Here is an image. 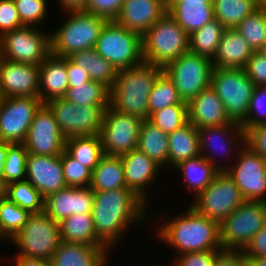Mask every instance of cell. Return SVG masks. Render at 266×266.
Masks as SVG:
<instances>
[{
    "label": "cell",
    "instance_id": "6da1fadb",
    "mask_svg": "<svg viewBox=\"0 0 266 266\" xmlns=\"http://www.w3.org/2000/svg\"><path fill=\"white\" fill-rule=\"evenodd\" d=\"M148 208L128 188L94 192L92 217L97 239L108 250L116 246L132 224L148 221Z\"/></svg>",
    "mask_w": 266,
    "mask_h": 266
},
{
    "label": "cell",
    "instance_id": "7a4b0ae2",
    "mask_svg": "<svg viewBox=\"0 0 266 266\" xmlns=\"http://www.w3.org/2000/svg\"><path fill=\"white\" fill-rule=\"evenodd\" d=\"M159 225V240L180 254L186 252L223 250L219 223L198 213L191 205L182 214H175ZM175 216V217H174Z\"/></svg>",
    "mask_w": 266,
    "mask_h": 266
},
{
    "label": "cell",
    "instance_id": "3957f363",
    "mask_svg": "<svg viewBox=\"0 0 266 266\" xmlns=\"http://www.w3.org/2000/svg\"><path fill=\"white\" fill-rule=\"evenodd\" d=\"M162 72L163 67L145 62L119 70L110 89V106L143 121L148 120L149 95L154 82Z\"/></svg>",
    "mask_w": 266,
    "mask_h": 266
},
{
    "label": "cell",
    "instance_id": "277c9868",
    "mask_svg": "<svg viewBox=\"0 0 266 266\" xmlns=\"http://www.w3.org/2000/svg\"><path fill=\"white\" fill-rule=\"evenodd\" d=\"M58 29L50 32L51 53L67 58L72 53L94 48L106 19L80 11H67Z\"/></svg>",
    "mask_w": 266,
    "mask_h": 266
},
{
    "label": "cell",
    "instance_id": "5b68a950",
    "mask_svg": "<svg viewBox=\"0 0 266 266\" xmlns=\"http://www.w3.org/2000/svg\"><path fill=\"white\" fill-rule=\"evenodd\" d=\"M189 51V35L166 12L142 35L143 61L165 67Z\"/></svg>",
    "mask_w": 266,
    "mask_h": 266
},
{
    "label": "cell",
    "instance_id": "8992f818",
    "mask_svg": "<svg viewBox=\"0 0 266 266\" xmlns=\"http://www.w3.org/2000/svg\"><path fill=\"white\" fill-rule=\"evenodd\" d=\"M210 85L223 102L229 120L241 126L246 121L256 87L245 70L213 68Z\"/></svg>",
    "mask_w": 266,
    "mask_h": 266
},
{
    "label": "cell",
    "instance_id": "52a82bcc",
    "mask_svg": "<svg viewBox=\"0 0 266 266\" xmlns=\"http://www.w3.org/2000/svg\"><path fill=\"white\" fill-rule=\"evenodd\" d=\"M61 242L59 223L42 212L31 214L9 243L18 249L14 256L51 260Z\"/></svg>",
    "mask_w": 266,
    "mask_h": 266
},
{
    "label": "cell",
    "instance_id": "ba28073f",
    "mask_svg": "<svg viewBox=\"0 0 266 266\" xmlns=\"http://www.w3.org/2000/svg\"><path fill=\"white\" fill-rule=\"evenodd\" d=\"M265 225L266 202L245 200L219 224L222 249L243 251Z\"/></svg>",
    "mask_w": 266,
    "mask_h": 266
},
{
    "label": "cell",
    "instance_id": "9c48e42d",
    "mask_svg": "<svg viewBox=\"0 0 266 266\" xmlns=\"http://www.w3.org/2000/svg\"><path fill=\"white\" fill-rule=\"evenodd\" d=\"M94 48L118 71L144 62L142 36L115 21L105 23Z\"/></svg>",
    "mask_w": 266,
    "mask_h": 266
},
{
    "label": "cell",
    "instance_id": "30bf717a",
    "mask_svg": "<svg viewBox=\"0 0 266 266\" xmlns=\"http://www.w3.org/2000/svg\"><path fill=\"white\" fill-rule=\"evenodd\" d=\"M22 26L0 37V58L39 66L51 54L50 31Z\"/></svg>",
    "mask_w": 266,
    "mask_h": 266
},
{
    "label": "cell",
    "instance_id": "8fae6325",
    "mask_svg": "<svg viewBox=\"0 0 266 266\" xmlns=\"http://www.w3.org/2000/svg\"><path fill=\"white\" fill-rule=\"evenodd\" d=\"M212 60L190 51L169 62L163 72L174 82L180 98L189 103L211 84Z\"/></svg>",
    "mask_w": 266,
    "mask_h": 266
},
{
    "label": "cell",
    "instance_id": "7c38bea8",
    "mask_svg": "<svg viewBox=\"0 0 266 266\" xmlns=\"http://www.w3.org/2000/svg\"><path fill=\"white\" fill-rule=\"evenodd\" d=\"M192 200L191 206L198 213L219 224L245 201L227 171H219L210 185Z\"/></svg>",
    "mask_w": 266,
    "mask_h": 266
},
{
    "label": "cell",
    "instance_id": "4fadbf2b",
    "mask_svg": "<svg viewBox=\"0 0 266 266\" xmlns=\"http://www.w3.org/2000/svg\"><path fill=\"white\" fill-rule=\"evenodd\" d=\"M52 111L65 138L99 135L105 108L102 105L76 106L65 98L45 103Z\"/></svg>",
    "mask_w": 266,
    "mask_h": 266
},
{
    "label": "cell",
    "instance_id": "5bb4252c",
    "mask_svg": "<svg viewBox=\"0 0 266 266\" xmlns=\"http://www.w3.org/2000/svg\"><path fill=\"white\" fill-rule=\"evenodd\" d=\"M142 121L111 106L107 107L99 134L104 155L121 157L137 149Z\"/></svg>",
    "mask_w": 266,
    "mask_h": 266
},
{
    "label": "cell",
    "instance_id": "9a60e30c",
    "mask_svg": "<svg viewBox=\"0 0 266 266\" xmlns=\"http://www.w3.org/2000/svg\"><path fill=\"white\" fill-rule=\"evenodd\" d=\"M42 104L32 96L0 98V142L23 144Z\"/></svg>",
    "mask_w": 266,
    "mask_h": 266
},
{
    "label": "cell",
    "instance_id": "2e32d148",
    "mask_svg": "<svg viewBox=\"0 0 266 266\" xmlns=\"http://www.w3.org/2000/svg\"><path fill=\"white\" fill-rule=\"evenodd\" d=\"M228 165L226 171L233 178L245 200L266 202L265 159L245 144L234 163Z\"/></svg>",
    "mask_w": 266,
    "mask_h": 266
},
{
    "label": "cell",
    "instance_id": "e0dca14e",
    "mask_svg": "<svg viewBox=\"0 0 266 266\" xmlns=\"http://www.w3.org/2000/svg\"><path fill=\"white\" fill-rule=\"evenodd\" d=\"M198 137L200 155L219 171H226V165L223 166V163H217L218 161L216 160H219L217 152H219V155H224V157H228L230 154L229 156H233V159H235L238 156L240 149L246 144L245 130L242 126L234 122L220 126L199 128Z\"/></svg>",
    "mask_w": 266,
    "mask_h": 266
},
{
    "label": "cell",
    "instance_id": "ac0fdd59",
    "mask_svg": "<svg viewBox=\"0 0 266 266\" xmlns=\"http://www.w3.org/2000/svg\"><path fill=\"white\" fill-rule=\"evenodd\" d=\"M66 138L46 104L36 111L29 127L25 148L28 153L41 156H60L65 150Z\"/></svg>",
    "mask_w": 266,
    "mask_h": 266
},
{
    "label": "cell",
    "instance_id": "d6986e66",
    "mask_svg": "<svg viewBox=\"0 0 266 266\" xmlns=\"http://www.w3.org/2000/svg\"><path fill=\"white\" fill-rule=\"evenodd\" d=\"M39 98V66L0 58V98Z\"/></svg>",
    "mask_w": 266,
    "mask_h": 266
},
{
    "label": "cell",
    "instance_id": "ffe728a7",
    "mask_svg": "<svg viewBox=\"0 0 266 266\" xmlns=\"http://www.w3.org/2000/svg\"><path fill=\"white\" fill-rule=\"evenodd\" d=\"M121 159L126 187L150 206L148 202L150 203L151 189L149 188L153 186V182H156L155 179L162 167L138 148L122 155Z\"/></svg>",
    "mask_w": 266,
    "mask_h": 266
},
{
    "label": "cell",
    "instance_id": "44dd1931",
    "mask_svg": "<svg viewBox=\"0 0 266 266\" xmlns=\"http://www.w3.org/2000/svg\"><path fill=\"white\" fill-rule=\"evenodd\" d=\"M26 180L44 198L67 187L63 176L61 155L41 156L28 153L26 158Z\"/></svg>",
    "mask_w": 266,
    "mask_h": 266
},
{
    "label": "cell",
    "instance_id": "7402d4cb",
    "mask_svg": "<svg viewBox=\"0 0 266 266\" xmlns=\"http://www.w3.org/2000/svg\"><path fill=\"white\" fill-rule=\"evenodd\" d=\"M93 200L90 187L67 186L45 198L44 212L60 223L73 214H92Z\"/></svg>",
    "mask_w": 266,
    "mask_h": 266
},
{
    "label": "cell",
    "instance_id": "603a6c76",
    "mask_svg": "<svg viewBox=\"0 0 266 266\" xmlns=\"http://www.w3.org/2000/svg\"><path fill=\"white\" fill-rule=\"evenodd\" d=\"M166 12V0H124L115 22L142 36Z\"/></svg>",
    "mask_w": 266,
    "mask_h": 266
},
{
    "label": "cell",
    "instance_id": "cb8c5ba5",
    "mask_svg": "<svg viewBox=\"0 0 266 266\" xmlns=\"http://www.w3.org/2000/svg\"><path fill=\"white\" fill-rule=\"evenodd\" d=\"M188 122L197 129L231 122L223 102L211 85L203 89L188 103Z\"/></svg>",
    "mask_w": 266,
    "mask_h": 266
},
{
    "label": "cell",
    "instance_id": "d4e9b609",
    "mask_svg": "<svg viewBox=\"0 0 266 266\" xmlns=\"http://www.w3.org/2000/svg\"><path fill=\"white\" fill-rule=\"evenodd\" d=\"M68 87L67 58L51 53L39 65V98L43 104L64 98Z\"/></svg>",
    "mask_w": 266,
    "mask_h": 266
},
{
    "label": "cell",
    "instance_id": "484cf974",
    "mask_svg": "<svg viewBox=\"0 0 266 266\" xmlns=\"http://www.w3.org/2000/svg\"><path fill=\"white\" fill-rule=\"evenodd\" d=\"M109 252L105 246L62 241L50 261L52 266H107Z\"/></svg>",
    "mask_w": 266,
    "mask_h": 266
},
{
    "label": "cell",
    "instance_id": "4316f807",
    "mask_svg": "<svg viewBox=\"0 0 266 266\" xmlns=\"http://www.w3.org/2000/svg\"><path fill=\"white\" fill-rule=\"evenodd\" d=\"M253 53L252 48L235 28L226 29L212 60V65L213 68L244 69Z\"/></svg>",
    "mask_w": 266,
    "mask_h": 266
},
{
    "label": "cell",
    "instance_id": "83f0119b",
    "mask_svg": "<svg viewBox=\"0 0 266 266\" xmlns=\"http://www.w3.org/2000/svg\"><path fill=\"white\" fill-rule=\"evenodd\" d=\"M167 12L188 35L201 29L214 18L213 3L167 2Z\"/></svg>",
    "mask_w": 266,
    "mask_h": 266
},
{
    "label": "cell",
    "instance_id": "f1b7e54d",
    "mask_svg": "<svg viewBox=\"0 0 266 266\" xmlns=\"http://www.w3.org/2000/svg\"><path fill=\"white\" fill-rule=\"evenodd\" d=\"M168 141L169 168L200 156L198 129L190 122L170 133Z\"/></svg>",
    "mask_w": 266,
    "mask_h": 266
},
{
    "label": "cell",
    "instance_id": "f546056e",
    "mask_svg": "<svg viewBox=\"0 0 266 266\" xmlns=\"http://www.w3.org/2000/svg\"><path fill=\"white\" fill-rule=\"evenodd\" d=\"M174 169L180 171L186 189L193 193L194 198L210 185L219 172L201 155L179 163Z\"/></svg>",
    "mask_w": 266,
    "mask_h": 266
},
{
    "label": "cell",
    "instance_id": "4dcf8cb0",
    "mask_svg": "<svg viewBox=\"0 0 266 266\" xmlns=\"http://www.w3.org/2000/svg\"><path fill=\"white\" fill-rule=\"evenodd\" d=\"M68 58L76 65L87 70L90 79L102 83L109 89L113 87L118 70L104 57L95 51V48L72 53Z\"/></svg>",
    "mask_w": 266,
    "mask_h": 266
},
{
    "label": "cell",
    "instance_id": "1f68e13d",
    "mask_svg": "<svg viewBox=\"0 0 266 266\" xmlns=\"http://www.w3.org/2000/svg\"><path fill=\"white\" fill-rule=\"evenodd\" d=\"M137 148L162 168L169 167L168 134L149 120L142 121Z\"/></svg>",
    "mask_w": 266,
    "mask_h": 266
},
{
    "label": "cell",
    "instance_id": "d6a6232c",
    "mask_svg": "<svg viewBox=\"0 0 266 266\" xmlns=\"http://www.w3.org/2000/svg\"><path fill=\"white\" fill-rule=\"evenodd\" d=\"M90 188L94 192L127 188L121 157L104 155L92 171Z\"/></svg>",
    "mask_w": 266,
    "mask_h": 266
},
{
    "label": "cell",
    "instance_id": "836d02e7",
    "mask_svg": "<svg viewBox=\"0 0 266 266\" xmlns=\"http://www.w3.org/2000/svg\"><path fill=\"white\" fill-rule=\"evenodd\" d=\"M59 227L63 242L104 246L96 237L92 214L70 215L59 223Z\"/></svg>",
    "mask_w": 266,
    "mask_h": 266
},
{
    "label": "cell",
    "instance_id": "e575fe53",
    "mask_svg": "<svg viewBox=\"0 0 266 266\" xmlns=\"http://www.w3.org/2000/svg\"><path fill=\"white\" fill-rule=\"evenodd\" d=\"M65 150L91 172L104 156L100 135L67 138Z\"/></svg>",
    "mask_w": 266,
    "mask_h": 266
},
{
    "label": "cell",
    "instance_id": "d590c367",
    "mask_svg": "<svg viewBox=\"0 0 266 266\" xmlns=\"http://www.w3.org/2000/svg\"><path fill=\"white\" fill-rule=\"evenodd\" d=\"M225 30L223 24L213 18L189 35V51L213 60Z\"/></svg>",
    "mask_w": 266,
    "mask_h": 266
},
{
    "label": "cell",
    "instance_id": "8d00e7d4",
    "mask_svg": "<svg viewBox=\"0 0 266 266\" xmlns=\"http://www.w3.org/2000/svg\"><path fill=\"white\" fill-rule=\"evenodd\" d=\"M259 6V0H214V18L225 29H234Z\"/></svg>",
    "mask_w": 266,
    "mask_h": 266
},
{
    "label": "cell",
    "instance_id": "74e56055",
    "mask_svg": "<svg viewBox=\"0 0 266 266\" xmlns=\"http://www.w3.org/2000/svg\"><path fill=\"white\" fill-rule=\"evenodd\" d=\"M64 98L76 106L102 105L110 106V89L102 83L88 81L85 84L68 87Z\"/></svg>",
    "mask_w": 266,
    "mask_h": 266
},
{
    "label": "cell",
    "instance_id": "f35d334b",
    "mask_svg": "<svg viewBox=\"0 0 266 266\" xmlns=\"http://www.w3.org/2000/svg\"><path fill=\"white\" fill-rule=\"evenodd\" d=\"M5 197L30 214L44 212L45 198L28 180L7 184Z\"/></svg>",
    "mask_w": 266,
    "mask_h": 266
},
{
    "label": "cell",
    "instance_id": "ab89813d",
    "mask_svg": "<svg viewBox=\"0 0 266 266\" xmlns=\"http://www.w3.org/2000/svg\"><path fill=\"white\" fill-rule=\"evenodd\" d=\"M254 52L266 42V7L259 6L235 28Z\"/></svg>",
    "mask_w": 266,
    "mask_h": 266
},
{
    "label": "cell",
    "instance_id": "60d3db41",
    "mask_svg": "<svg viewBox=\"0 0 266 266\" xmlns=\"http://www.w3.org/2000/svg\"><path fill=\"white\" fill-rule=\"evenodd\" d=\"M31 214L6 197L0 200V241L10 242Z\"/></svg>",
    "mask_w": 266,
    "mask_h": 266
},
{
    "label": "cell",
    "instance_id": "b9f144b4",
    "mask_svg": "<svg viewBox=\"0 0 266 266\" xmlns=\"http://www.w3.org/2000/svg\"><path fill=\"white\" fill-rule=\"evenodd\" d=\"M188 104L183 102L179 96L174 82L162 72L153 84L149 95L148 107L149 115L157 110L166 108L170 105Z\"/></svg>",
    "mask_w": 266,
    "mask_h": 266
},
{
    "label": "cell",
    "instance_id": "7bdbcfd3",
    "mask_svg": "<svg viewBox=\"0 0 266 266\" xmlns=\"http://www.w3.org/2000/svg\"><path fill=\"white\" fill-rule=\"evenodd\" d=\"M148 120L169 135L188 123V104L167 106L153 112Z\"/></svg>",
    "mask_w": 266,
    "mask_h": 266
},
{
    "label": "cell",
    "instance_id": "ee69618b",
    "mask_svg": "<svg viewBox=\"0 0 266 266\" xmlns=\"http://www.w3.org/2000/svg\"><path fill=\"white\" fill-rule=\"evenodd\" d=\"M27 155L28 152L24 144H11L8 147L3 171V181L6 185L26 180Z\"/></svg>",
    "mask_w": 266,
    "mask_h": 266
},
{
    "label": "cell",
    "instance_id": "f6af8a7d",
    "mask_svg": "<svg viewBox=\"0 0 266 266\" xmlns=\"http://www.w3.org/2000/svg\"><path fill=\"white\" fill-rule=\"evenodd\" d=\"M63 176L67 186L90 187L92 172L66 150L61 154Z\"/></svg>",
    "mask_w": 266,
    "mask_h": 266
},
{
    "label": "cell",
    "instance_id": "bcb514c9",
    "mask_svg": "<svg viewBox=\"0 0 266 266\" xmlns=\"http://www.w3.org/2000/svg\"><path fill=\"white\" fill-rule=\"evenodd\" d=\"M48 0H14L19 19L24 26L41 27L48 15Z\"/></svg>",
    "mask_w": 266,
    "mask_h": 266
},
{
    "label": "cell",
    "instance_id": "7dc6e473",
    "mask_svg": "<svg viewBox=\"0 0 266 266\" xmlns=\"http://www.w3.org/2000/svg\"><path fill=\"white\" fill-rule=\"evenodd\" d=\"M266 124V86H256L251 97L246 121L241 125L245 132L253 126Z\"/></svg>",
    "mask_w": 266,
    "mask_h": 266
},
{
    "label": "cell",
    "instance_id": "c3c4849f",
    "mask_svg": "<svg viewBox=\"0 0 266 266\" xmlns=\"http://www.w3.org/2000/svg\"><path fill=\"white\" fill-rule=\"evenodd\" d=\"M124 0H87L83 11L102 17L107 21H115Z\"/></svg>",
    "mask_w": 266,
    "mask_h": 266
},
{
    "label": "cell",
    "instance_id": "681fc988",
    "mask_svg": "<svg viewBox=\"0 0 266 266\" xmlns=\"http://www.w3.org/2000/svg\"><path fill=\"white\" fill-rule=\"evenodd\" d=\"M223 250L186 252L176 255L173 260L174 266H213L216 257Z\"/></svg>",
    "mask_w": 266,
    "mask_h": 266
},
{
    "label": "cell",
    "instance_id": "f907efd6",
    "mask_svg": "<svg viewBox=\"0 0 266 266\" xmlns=\"http://www.w3.org/2000/svg\"><path fill=\"white\" fill-rule=\"evenodd\" d=\"M22 26L14 0H0V37Z\"/></svg>",
    "mask_w": 266,
    "mask_h": 266
},
{
    "label": "cell",
    "instance_id": "816d5d0a",
    "mask_svg": "<svg viewBox=\"0 0 266 266\" xmlns=\"http://www.w3.org/2000/svg\"><path fill=\"white\" fill-rule=\"evenodd\" d=\"M244 70L255 86H266V57L261 53L254 52Z\"/></svg>",
    "mask_w": 266,
    "mask_h": 266
},
{
    "label": "cell",
    "instance_id": "f5cc1de1",
    "mask_svg": "<svg viewBox=\"0 0 266 266\" xmlns=\"http://www.w3.org/2000/svg\"><path fill=\"white\" fill-rule=\"evenodd\" d=\"M246 145L266 160V124L250 127L246 131Z\"/></svg>",
    "mask_w": 266,
    "mask_h": 266
},
{
    "label": "cell",
    "instance_id": "db71d44e",
    "mask_svg": "<svg viewBox=\"0 0 266 266\" xmlns=\"http://www.w3.org/2000/svg\"><path fill=\"white\" fill-rule=\"evenodd\" d=\"M242 253L245 258L266 257V225L252 237Z\"/></svg>",
    "mask_w": 266,
    "mask_h": 266
},
{
    "label": "cell",
    "instance_id": "11a10c76",
    "mask_svg": "<svg viewBox=\"0 0 266 266\" xmlns=\"http://www.w3.org/2000/svg\"><path fill=\"white\" fill-rule=\"evenodd\" d=\"M67 74H68V81L69 87H76L79 84H85L86 82L90 81V76L87 70L81 68L74 64L68 57H67Z\"/></svg>",
    "mask_w": 266,
    "mask_h": 266
},
{
    "label": "cell",
    "instance_id": "9f6ffc18",
    "mask_svg": "<svg viewBox=\"0 0 266 266\" xmlns=\"http://www.w3.org/2000/svg\"><path fill=\"white\" fill-rule=\"evenodd\" d=\"M213 266H245L242 251L223 250L215 259Z\"/></svg>",
    "mask_w": 266,
    "mask_h": 266
},
{
    "label": "cell",
    "instance_id": "6f0895ef",
    "mask_svg": "<svg viewBox=\"0 0 266 266\" xmlns=\"http://www.w3.org/2000/svg\"><path fill=\"white\" fill-rule=\"evenodd\" d=\"M14 259V266H52L50 260L41 259V258H29L22 256H12Z\"/></svg>",
    "mask_w": 266,
    "mask_h": 266
},
{
    "label": "cell",
    "instance_id": "680465c9",
    "mask_svg": "<svg viewBox=\"0 0 266 266\" xmlns=\"http://www.w3.org/2000/svg\"><path fill=\"white\" fill-rule=\"evenodd\" d=\"M62 11H80L86 7L87 0H57Z\"/></svg>",
    "mask_w": 266,
    "mask_h": 266
},
{
    "label": "cell",
    "instance_id": "91938a15",
    "mask_svg": "<svg viewBox=\"0 0 266 266\" xmlns=\"http://www.w3.org/2000/svg\"><path fill=\"white\" fill-rule=\"evenodd\" d=\"M10 143L0 142V179H3L4 164Z\"/></svg>",
    "mask_w": 266,
    "mask_h": 266
},
{
    "label": "cell",
    "instance_id": "94428289",
    "mask_svg": "<svg viewBox=\"0 0 266 266\" xmlns=\"http://www.w3.org/2000/svg\"><path fill=\"white\" fill-rule=\"evenodd\" d=\"M245 266H266V257L245 258Z\"/></svg>",
    "mask_w": 266,
    "mask_h": 266
},
{
    "label": "cell",
    "instance_id": "6125c7cd",
    "mask_svg": "<svg viewBox=\"0 0 266 266\" xmlns=\"http://www.w3.org/2000/svg\"><path fill=\"white\" fill-rule=\"evenodd\" d=\"M167 2H205L213 3L214 0H166Z\"/></svg>",
    "mask_w": 266,
    "mask_h": 266
},
{
    "label": "cell",
    "instance_id": "be15d7a7",
    "mask_svg": "<svg viewBox=\"0 0 266 266\" xmlns=\"http://www.w3.org/2000/svg\"><path fill=\"white\" fill-rule=\"evenodd\" d=\"M6 184L3 179H0V200L5 198Z\"/></svg>",
    "mask_w": 266,
    "mask_h": 266
},
{
    "label": "cell",
    "instance_id": "e7e4bbea",
    "mask_svg": "<svg viewBox=\"0 0 266 266\" xmlns=\"http://www.w3.org/2000/svg\"><path fill=\"white\" fill-rule=\"evenodd\" d=\"M258 52L266 57V42L263 44V46L261 47V49Z\"/></svg>",
    "mask_w": 266,
    "mask_h": 266
},
{
    "label": "cell",
    "instance_id": "03108f58",
    "mask_svg": "<svg viewBox=\"0 0 266 266\" xmlns=\"http://www.w3.org/2000/svg\"><path fill=\"white\" fill-rule=\"evenodd\" d=\"M259 5L266 7V0H259Z\"/></svg>",
    "mask_w": 266,
    "mask_h": 266
}]
</instances>
